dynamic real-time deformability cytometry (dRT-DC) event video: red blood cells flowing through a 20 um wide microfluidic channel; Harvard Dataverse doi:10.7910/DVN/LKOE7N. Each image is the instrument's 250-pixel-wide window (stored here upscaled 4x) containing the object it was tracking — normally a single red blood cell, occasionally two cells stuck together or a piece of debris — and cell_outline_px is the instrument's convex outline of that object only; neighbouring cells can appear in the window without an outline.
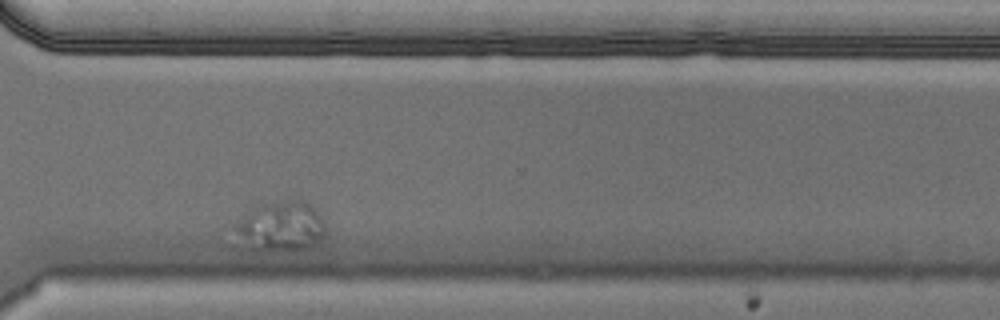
{"species": "Egyptian fruit bat (a non-hibernating species)", "species_latin": "Rousettus aegyptiacus", "temperature_condition": "cold", "stored_images_in_passage": 40, "camera_frame_rate_fps": 3000, "um_per_image_px": 0.085, "animal": {"sex": "male"}, "frame": {"image": 1, "passage_image": 29, "time_ms": 9.333, "image_size_px": [1000, 320], "cell_outline_px": [[324, 232], [304, 252], [240, 252], [232, 224], [256, 204], [280, 200], [304, 200], [316, 208], [324, 224]], "centroid_in_image_um": [23.69, 19.31], "position_along_channel_um": 346.9, "area_um2": 28.26}}